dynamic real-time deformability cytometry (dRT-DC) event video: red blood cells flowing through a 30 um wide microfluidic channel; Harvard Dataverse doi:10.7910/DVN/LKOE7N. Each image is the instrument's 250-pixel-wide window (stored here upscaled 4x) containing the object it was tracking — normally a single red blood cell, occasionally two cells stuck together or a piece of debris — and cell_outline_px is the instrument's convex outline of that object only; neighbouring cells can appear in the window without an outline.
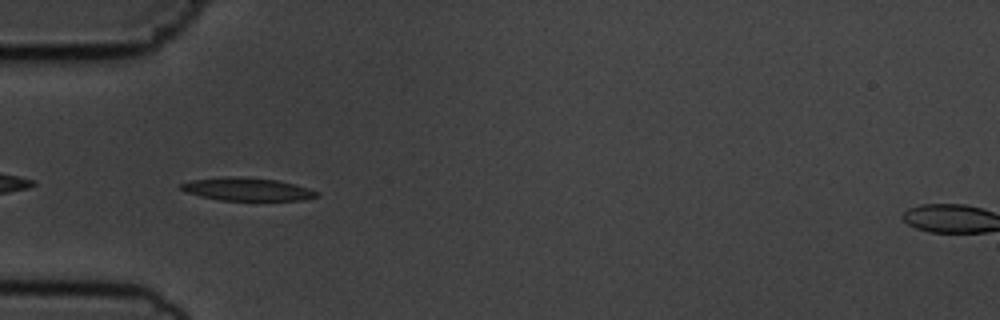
{"species": "common noctule bat (a hibernating species)", "species_latin": "Nyctalus noctula", "temperature_condition": "cold", "stored_images_in_passage": 38, "camera_frame_rate_fps": 3000, "um_per_image_px": 0.085, "animal": {"sex": "male", "body_mass_g": 19.5, "forearm_length_mm": 54.6}, "frame": {"image": 1, "passage_image": 3, "time_ms": 0.667, "image_size_px": [1000, 320], "cell_outline_px": [[320, 196], [304, 200], [220, 200], [200, 196], [188, 192], [180, 188], [180, 184], [192, 180], [224, 176], [232, 176], [276, 180], [308, 188], [320, 192]], "centroid_in_image_um": [21.03, 16.09], "position_along_channel_um": 64.0, "area_um2": 17.98}}
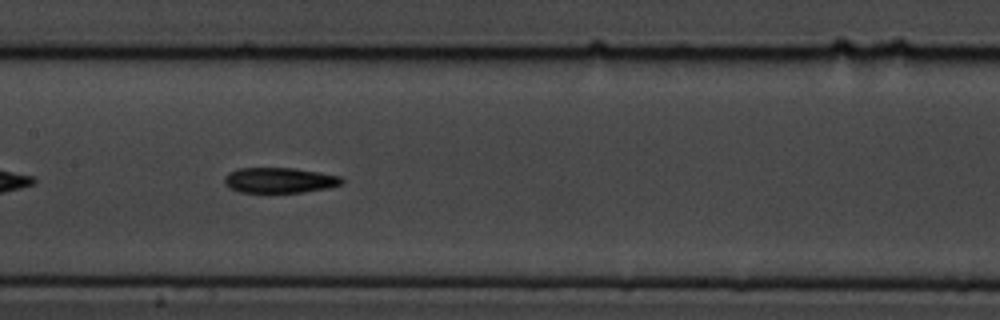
{"frame": {"image": 2, "passage_image": 13, "time_ms": 4.0, "image_size_px": [1000, 320], "cell_outline_px": [[344, 184], [328, 188], [304, 192], [268, 196], [240, 192], [228, 188], [224, 184], [224, 176], [228, 172], [236, 168], [296, 168], [344, 176]], "centroid_in_image_um": [23.74, 15.37], "position_along_channel_um": 183.7, "area_um2": 18.67}}
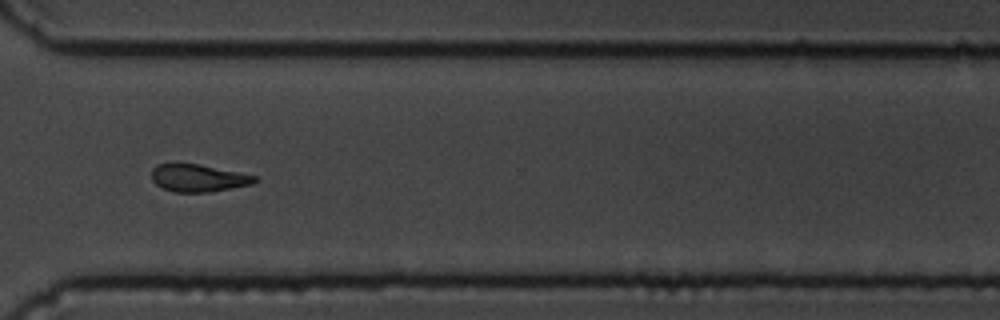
{"frame": {"image": 3, "passage_image": 27, "time_ms": 8.667, "image_size_px": [1000, 320], "cell_outline_px": [[260, 180], [252, 184], [208, 192], [172, 192], [156, 184], [152, 180], [152, 168], [156, 164], [200, 164], [256, 176]], "centroid_in_image_um": [16.85, 15.13], "position_along_channel_um": 353.8, "area_um2": 16.36}, "authors_computed_cell_mechanics": {"area_um2": 17.4556, "velocity_mm_per_s": 3.6477, "shape_relaxation_time_tau1_ms": 5.5298, "shape_relaxation_time_tau2_ms": null, "deformation_change_tau1": 0.1526, "deformation_change_tau2": null}}